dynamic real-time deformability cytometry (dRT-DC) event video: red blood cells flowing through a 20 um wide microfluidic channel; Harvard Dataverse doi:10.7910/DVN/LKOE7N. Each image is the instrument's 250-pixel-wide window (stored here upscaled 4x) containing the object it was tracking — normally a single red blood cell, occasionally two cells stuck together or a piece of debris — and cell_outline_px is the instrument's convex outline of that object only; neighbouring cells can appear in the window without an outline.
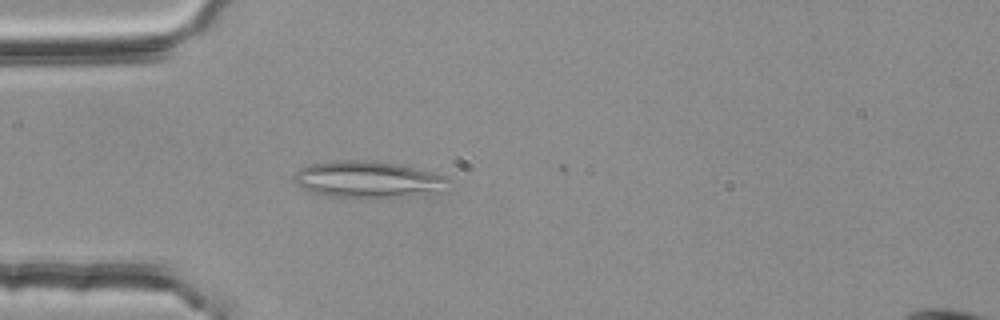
{"species": "common noctule bat (a hibernating species)", "species_latin": "Nyctalus noctula", "temperature_condition": "room temperature", "stored_images_in_passage": 2, "camera_frame_rate_fps": 3000, "um_per_image_px": 0.085, "animal": {"sex": "female", "body_mass_g": 25.1}, "frame": {"image": 1, "passage_image": 1, "time_ms": 0.0, "image_size_px": [1000, 320], "cell_outline_px": [[452, 180], [408, 196], [388, 200], [364, 200], [328, 196], [308, 192], [296, 184], [296, 172], [300, 168], [312, 164], [344, 160], [364, 160], [396, 164], [416, 168], [432, 172], [444, 176]], "centroid_in_image_um": [31.1, 15.29], "position_along_channel_um": 53.9, "area_um2": 32.54}}